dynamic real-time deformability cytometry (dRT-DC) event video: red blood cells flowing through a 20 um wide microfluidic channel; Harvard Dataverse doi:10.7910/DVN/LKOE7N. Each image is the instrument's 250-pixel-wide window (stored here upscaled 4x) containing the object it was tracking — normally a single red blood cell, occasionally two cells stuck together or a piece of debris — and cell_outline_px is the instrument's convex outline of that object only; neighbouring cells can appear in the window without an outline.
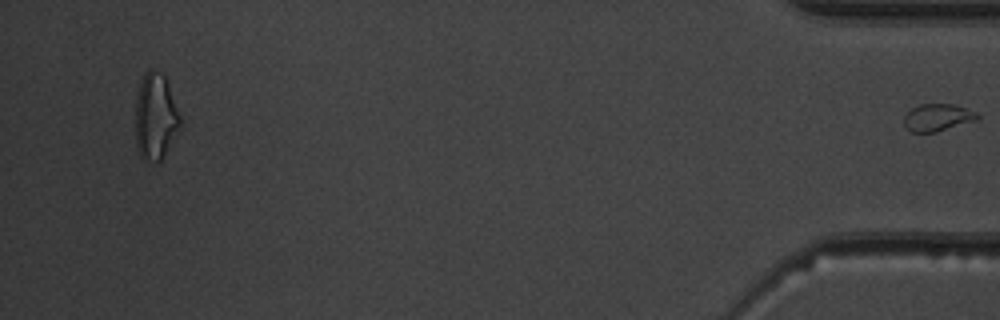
{"species": "common noctule bat (a hibernating species)", "species_latin": "Nyctalus noctula", "temperature_condition": "warm", "stored_images_in_passage": 50, "segment_of_instrument_passage": [2, 2], "camera_frame_rate_fps": 3000, "um_per_image_px": 0.085, "animal": {"sex": "male", "body_mass_g": 19.5, "forearm_length_mm": 54.6}, "frame": {"image": 1, "passage_image": 50, "time_ms": 16.333, "image_size_px": [1000, 320], "cell_outline_px": [[980, 116], [976, 120], [936, 132], [912, 132], [904, 124], [904, 116], [912, 108], [920, 104], [952, 104], [976, 112]], "centroid_in_image_um": [79.69, 9.98], "position_along_channel_um": 355.5, "area_um2": 11.44}}